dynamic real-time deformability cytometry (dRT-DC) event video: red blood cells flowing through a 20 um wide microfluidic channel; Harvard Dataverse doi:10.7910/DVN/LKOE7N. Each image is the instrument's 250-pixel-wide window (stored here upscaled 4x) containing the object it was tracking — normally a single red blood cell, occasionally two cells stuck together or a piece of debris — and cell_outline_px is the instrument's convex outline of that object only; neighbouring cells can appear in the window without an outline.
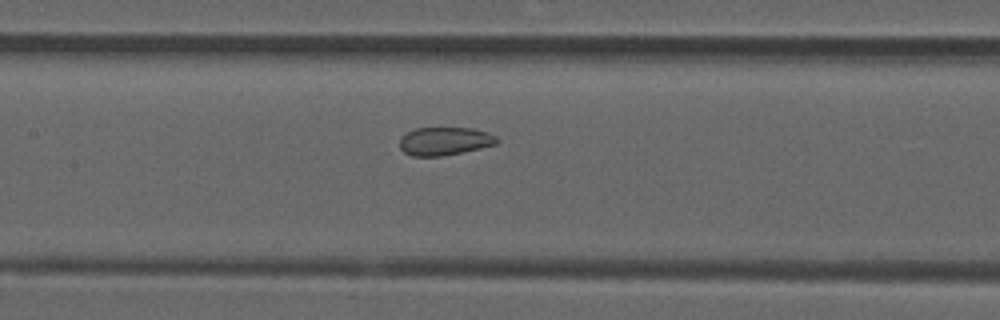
{"species": "common noctule bat (a hibernating species)", "species_latin": "Nyctalus noctula", "temperature_condition": "room temperature", "stored_images_in_passage": 37, "camera_frame_rate_fps": 3000, "um_per_image_px": 0.085, "animal": {"sex": "male", "forearm_length_mm": 52.5}, "frame": {"image": 1, "passage_image": 9, "time_ms": 2.667, "image_size_px": [1000, 320], "cell_outline_px": [[500, 140], [496, 144], [480, 148], [440, 156], [412, 156], [404, 152], [400, 148], [400, 136], [416, 128], [472, 128], [488, 132], [496, 136]], "centroid_in_image_um": [37.79, 11.99], "position_along_channel_um": 169.6, "area_um2": 15.9}}
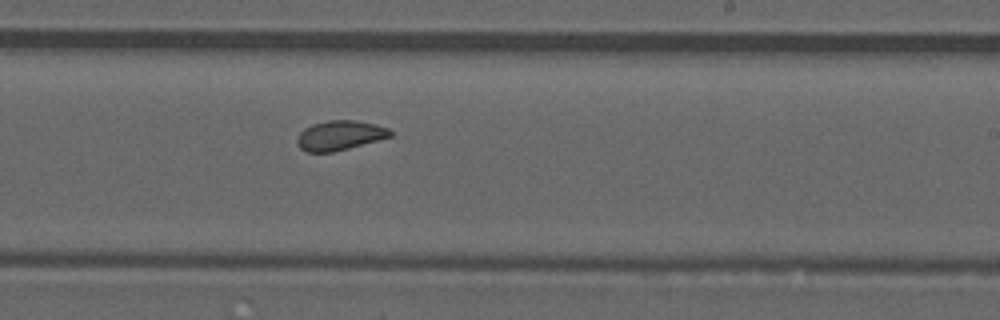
{"frame": {"image": 2, "passage_image": 16, "time_ms": 5.0, "image_size_px": [1000, 320], "cell_outline_px": [[392, 136], [348, 148], [332, 152], [308, 152], [300, 148], [296, 144], [296, 136], [304, 128], [312, 124], [328, 120], [352, 120], [376, 124], [388, 128], [392, 132]], "centroid_in_image_um": [28.84, 11.5], "position_along_channel_um": 260.2, "area_um2": 16.07}}
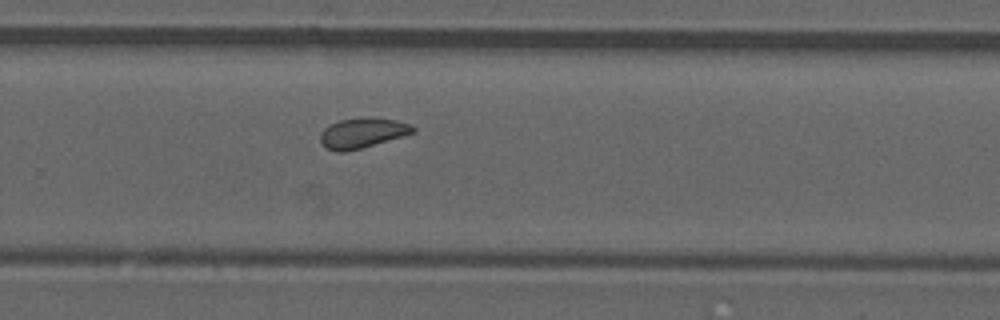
{"frame": {"image": 3, "passage_image": 19, "time_ms": 6.0, "image_size_px": [1000, 320], "cell_outline_px": [[416, 132], [404, 136], [360, 148], [344, 152], [336, 152], [324, 148], [320, 140], [320, 132], [324, 128], [340, 120], [368, 116], [376, 116], [396, 120], [408, 124], [416, 128]], "centroid_in_image_um": [30.8, 11.29], "position_along_channel_um": 299.0, "area_um2": 16.47}, "authors_computed_cell_mechanics": {"area_um2": 16.1262, "velocity_mm_per_s": 3.894, "shape_relaxation_time_tau1_ms": null, "shape_relaxation_time_tau2_ms": 1.3677, "deformation_change_tau1": null, "deformation_change_tau2": 0.0598}}